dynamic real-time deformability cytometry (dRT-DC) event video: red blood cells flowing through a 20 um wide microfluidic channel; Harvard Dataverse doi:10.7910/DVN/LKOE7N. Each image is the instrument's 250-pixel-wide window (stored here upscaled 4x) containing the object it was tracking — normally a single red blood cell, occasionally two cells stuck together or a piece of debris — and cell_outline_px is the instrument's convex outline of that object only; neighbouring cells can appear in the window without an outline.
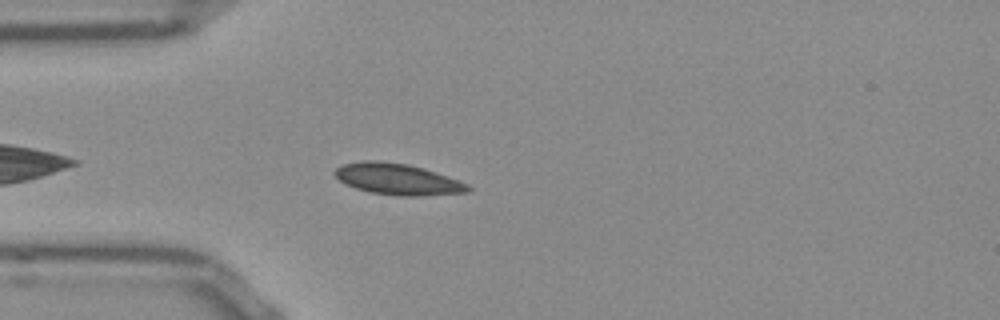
{"species": "Egyptian fruit bat (a non-hibernating species)", "species_latin": "Rousettus aegyptiacus", "temperature_condition": "room temperature", "stored_images_in_passage": 43, "camera_frame_rate_fps": 3000, "um_per_image_px": 0.085, "frame": {"image": 1, "passage_image": 5, "time_ms": 1.333, "image_size_px": [1000, 320], "cell_outline_px": [[472, 188], [468, 192], [420, 196], [396, 196], [368, 192], [356, 188], [340, 180], [332, 172], [336, 168], [344, 164], [360, 160], [380, 160], [408, 164], [424, 168], [460, 180], [468, 184]], "centroid_in_image_um": [33.81, 15.22], "position_along_channel_um": 51.2, "area_um2": 24.45}}
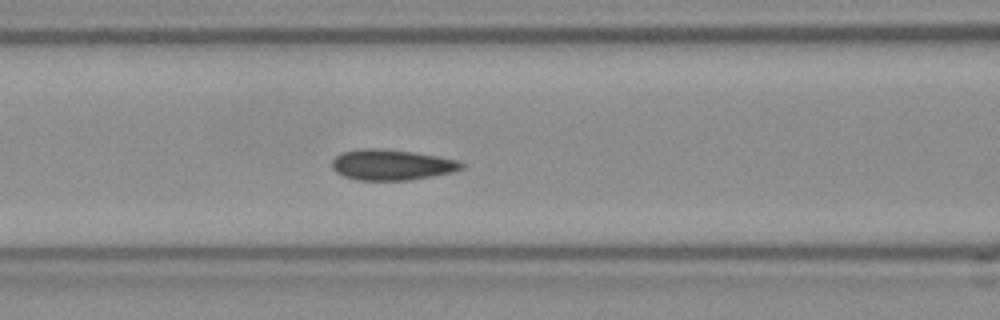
{"frame": {"image": 2, "passage_image": 12, "time_ms": 3.667, "image_size_px": [1000, 320], "cell_outline_px": [[464, 168], [452, 172], [432, 176], [408, 180], [356, 180], [344, 176], [336, 172], [332, 168], [332, 160], [340, 152], [360, 148], [376, 148], [412, 152], [460, 160], [464, 164]], "centroid_in_image_um": [33.27, 14.0], "position_along_channel_um": 133.3, "area_um2": 23.18}}
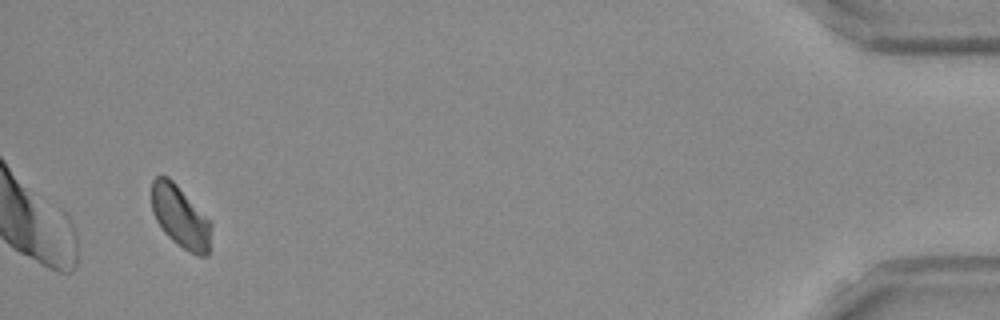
{"frame": {"image": 3, "passage_image": 41, "time_ms": 13.333, "image_size_px": [1000, 320], "cell_outline_px": [[212, 224], [208, 256], [196, 256], [172, 240], [164, 232], [156, 220], [152, 212], [152, 180], [156, 176], [168, 176], [212, 220]], "centroid_in_image_um": [15.36, 18.43], "position_along_channel_um": 419.8, "area_um2": 21.73}}